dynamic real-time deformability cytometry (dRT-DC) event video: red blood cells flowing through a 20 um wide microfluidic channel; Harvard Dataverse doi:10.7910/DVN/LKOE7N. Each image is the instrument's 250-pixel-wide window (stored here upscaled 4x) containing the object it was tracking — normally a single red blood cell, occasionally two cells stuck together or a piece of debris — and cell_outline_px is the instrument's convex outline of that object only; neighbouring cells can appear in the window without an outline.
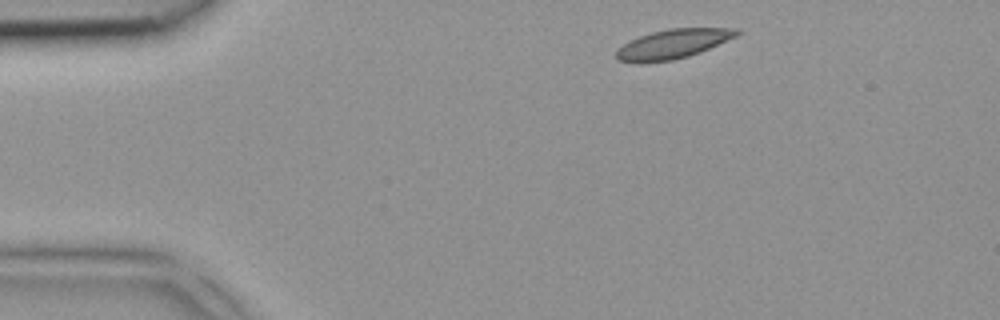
{"species": "common noctule bat (a hibernating species)", "species_latin": "Nyctalus noctula", "temperature_condition": "room temperature", "stored_images_in_passage": 3, "camera_frame_rate_fps": 3000, "um_per_image_px": 0.085, "animal": {"sex": "female", "body_mass_g": 18.4}, "frame": {"image": 1, "passage_image": 1, "time_ms": 0.0, "image_size_px": [1000, 320], "cell_outline_px": [[740, 32], [736, 36], [700, 52], [688, 56], [672, 60], [640, 64], [616, 60], [616, 48], [640, 36], [652, 32], [668, 28], [740, 28]], "centroid_in_image_um": [57.16, 3.75], "position_along_channel_um": 27.8, "area_um2": 20.63}}
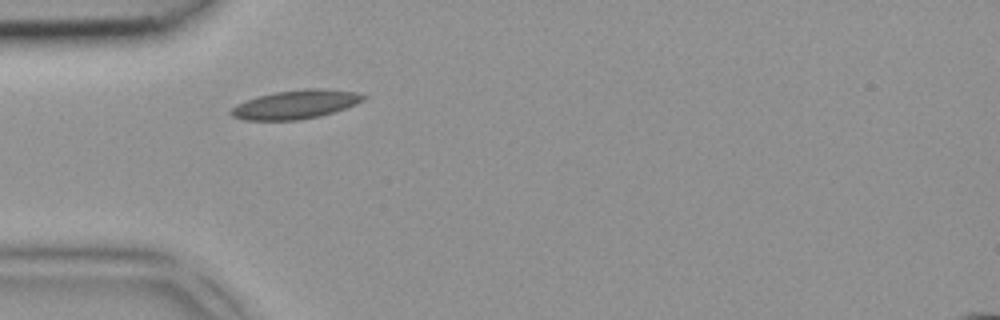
{"frame": {"image": 2, "passage_image": 2, "time_ms": 0.333, "image_size_px": [1000, 320], "cell_outline_px": [[368, 96], [364, 100], [356, 104], [320, 116], [300, 120], [244, 120], [232, 116], [228, 112], [236, 104], [256, 96], [276, 92], [304, 88], [324, 88], [356, 92]], "centroid_in_image_um": [25.12, 8.87], "position_along_channel_um": 59.9, "area_um2": 22.31}}